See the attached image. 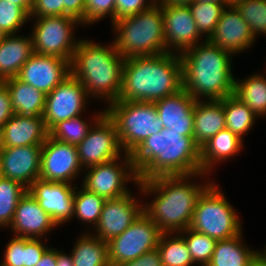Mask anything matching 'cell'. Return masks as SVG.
I'll return each mask as SVG.
<instances>
[{"label":"cell","instance_id":"obj_34","mask_svg":"<svg viewBox=\"0 0 266 266\" xmlns=\"http://www.w3.org/2000/svg\"><path fill=\"white\" fill-rule=\"evenodd\" d=\"M105 200L104 197L88 191L83 186L78 188L76 185L73 218L76 217L82 225L85 224L88 232L89 226L87 225L91 224V227L95 228L98 224Z\"/></svg>","mask_w":266,"mask_h":266},{"label":"cell","instance_id":"obj_42","mask_svg":"<svg viewBox=\"0 0 266 266\" xmlns=\"http://www.w3.org/2000/svg\"><path fill=\"white\" fill-rule=\"evenodd\" d=\"M156 4V0H115V21L136 15Z\"/></svg>","mask_w":266,"mask_h":266},{"label":"cell","instance_id":"obj_37","mask_svg":"<svg viewBox=\"0 0 266 266\" xmlns=\"http://www.w3.org/2000/svg\"><path fill=\"white\" fill-rule=\"evenodd\" d=\"M225 7L224 3H205L196 0L189 5L199 33L204 37L206 35L204 40H208L213 34Z\"/></svg>","mask_w":266,"mask_h":266},{"label":"cell","instance_id":"obj_43","mask_svg":"<svg viewBox=\"0 0 266 266\" xmlns=\"http://www.w3.org/2000/svg\"><path fill=\"white\" fill-rule=\"evenodd\" d=\"M30 20L39 17L61 16V0H34Z\"/></svg>","mask_w":266,"mask_h":266},{"label":"cell","instance_id":"obj_29","mask_svg":"<svg viewBox=\"0 0 266 266\" xmlns=\"http://www.w3.org/2000/svg\"><path fill=\"white\" fill-rule=\"evenodd\" d=\"M41 239L14 236L5 246L0 266H35L50 247Z\"/></svg>","mask_w":266,"mask_h":266},{"label":"cell","instance_id":"obj_39","mask_svg":"<svg viewBox=\"0 0 266 266\" xmlns=\"http://www.w3.org/2000/svg\"><path fill=\"white\" fill-rule=\"evenodd\" d=\"M235 7L248 23L255 40L260 34L266 35V0H245Z\"/></svg>","mask_w":266,"mask_h":266},{"label":"cell","instance_id":"obj_18","mask_svg":"<svg viewBox=\"0 0 266 266\" xmlns=\"http://www.w3.org/2000/svg\"><path fill=\"white\" fill-rule=\"evenodd\" d=\"M42 145L0 147V176L27 189L39 179Z\"/></svg>","mask_w":266,"mask_h":266},{"label":"cell","instance_id":"obj_8","mask_svg":"<svg viewBox=\"0 0 266 266\" xmlns=\"http://www.w3.org/2000/svg\"><path fill=\"white\" fill-rule=\"evenodd\" d=\"M238 215L218 184L213 182L198 199L189 228L215 240L229 239L243 233Z\"/></svg>","mask_w":266,"mask_h":266},{"label":"cell","instance_id":"obj_3","mask_svg":"<svg viewBox=\"0 0 266 266\" xmlns=\"http://www.w3.org/2000/svg\"><path fill=\"white\" fill-rule=\"evenodd\" d=\"M180 56L182 88L196 101L222 100L234 94L232 53L203 40Z\"/></svg>","mask_w":266,"mask_h":266},{"label":"cell","instance_id":"obj_26","mask_svg":"<svg viewBox=\"0 0 266 266\" xmlns=\"http://www.w3.org/2000/svg\"><path fill=\"white\" fill-rule=\"evenodd\" d=\"M225 128V111L220 100L195 102L193 136L199 147Z\"/></svg>","mask_w":266,"mask_h":266},{"label":"cell","instance_id":"obj_14","mask_svg":"<svg viewBox=\"0 0 266 266\" xmlns=\"http://www.w3.org/2000/svg\"><path fill=\"white\" fill-rule=\"evenodd\" d=\"M82 170L76 145L47 137L41 148L39 179L73 184Z\"/></svg>","mask_w":266,"mask_h":266},{"label":"cell","instance_id":"obj_20","mask_svg":"<svg viewBox=\"0 0 266 266\" xmlns=\"http://www.w3.org/2000/svg\"><path fill=\"white\" fill-rule=\"evenodd\" d=\"M208 41L235 56L250 49L256 40L236 7L226 6Z\"/></svg>","mask_w":266,"mask_h":266},{"label":"cell","instance_id":"obj_51","mask_svg":"<svg viewBox=\"0 0 266 266\" xmlns=\"http://www.w3.org/2000/svg\"><path fill=\"white\" fill-rule=\"evenodd\" d=\"M250 266H266V254L261 250L252 260Z\"/></svg>","mask_w":266,"mask_h":266},{"label":"cell","instance_id":"obj_54","mask_svg":"<svg viewBox=\"0 0 266 266\" xmlns=\"http://www.w3.org/2000/svg\"><path fill=\"white\" fill-rule=\"evenodd\" d=\"M6 33H4L1 29H0V43L2 42V40L6 37Z\"/></svg>","mask_w":266,"mask_h":266},{"label":"cell","instance_id":"obj_23","mask_svg":"<svg viewBox=\"0 0 266 266\" xmlns=\"http://www.w3.org/2000/svg\"><path fill=\"white\" fill-rule=\"evenodd\" d=\"M48 136L42 116L14 114L0 130V147L43 145Z\"/></svg>","mask_w":266,"mask_h":266},{"label":"cell","instance_id":"obj_16","mask_svg":"<svg viewBox=\"0 0 266 266\" xmlns=\"http://www.w3.org/2000/svg\"><path fill=\"white\" fill-rule=\"evenodd\" d=\"M162 13L166 52L181 54L202 42L189 6L165 5Z\"/></svg>","mask_w":266,"mask_h":266},{"label":"cell","instance_id":"obj_9","mask_svg":"<svg viewBox=\"0 0 266 266\" xmlns=\"http://www.w3.org/2000/svg\"><path fill=\"white\" fill-rule=\"evenodd\" d=\"M34 20L35 24L30 34L33 51L71 62L79 41L74 35V30L82 24L69 15L39 17Z\"/></svg>","mask_w":266,"mask_h":266},{"label":"cell","instance_id":"obj_55","mask_svg":"<svg viewBox=\"0 0 266 266\" xmlns=\"http://www.w3.org/2000/svg\"><path fill=\"white\" fill-rule=\"evenodd\" d=\"M265 254H266V246H265V248H263V250H262Z\"/></svg>","mask_w":266,"mask_h":266},{"label":"cell","instance_id":"obj_7","mask_svg":"<svg viewBox=\"0 0 266 266\" xmlns=\"http://www.w3.org/2000/svg\"><path fill=\"white\" fill-rule=\"evenodd\" d=\"M104 111L114 122L120 146L127 154L163 128L154 102L114 101Z\"/></svg>","mask_w":266,"mask_h":266},{"label":"cell","instance_id":"obj_6","mask_svg":"<svg viewBox=\"0 0 266 266\" xmlns=\"http://www.w3.org/2000/svg\"><path fill=\"white\" fill-rule=\"evenodd\" d=\"M112 41L123 58L166 53L162 5L155 4L136 15L112 23Z\"/></svg>","mask_w":266,"mask_h":266},{"label":"cell","instance_id":"obj_49","mask_svg":"<svg viewBox=\"0 0 266 266\" xmlns=\"http://www.w3.org/2000/svg\"><path fill=\"white\" fill-rule=\"evenodd\" d=\"M57 266H73L72 257L64 251L58 250V263Z\"/></svg>","mask_w":266,"mask_h":266},{"label":"cell","instance_id":"obj_53","mask_svg":"<svg viewBox=\"0 0 266 266\" xmlns=\"http://www.w3.org/2000/svg\"><path fill=\"white\" fill-rule=\"evenodd\" d=\"M196 1H202L205 3L212 2V3H224V0H196Z\"/></svg>","mask_w":266,"mask_h":266},{"label":"cell","instance_id":"obj_31","mask_svg":"<svg viewBox=\"0 0 266 266\" xmlns=\"http://www.w3.org/2000/svg\"><path fill=\"white\" fill-rule=\"evenodd\" d=\"M234 95L258 118L266 116V75L253 73L243 80L235 78Z\"/></svg>","mask_w":266,"mask_h":266},{"label":"cell","instance_id":"obj_47","mask_svg":"<svg viewBox=\"0 0 266 266\" xmlns=\"http://www.w3.org/2000/svg\"><path fill=\"white\" fill-rule=\"evenodd\" d=\"M58 249L49 247L35 266H57Z\"/></svg>","mask_w":266,"mask_h":266},{"label":"cell","instance_id":"obj_33","mask_svg":"<svg viewBox=\"0 0 266 266\" xmlns=\"http://www.w3.org/2000/svg\"><path fill=\"white\" fill-rule=\"evenodd\" d=\"M163 266H193L185 239L179 233H162L157 246Z\"/></svg>","mask_w":266,"mask_h":266},{"label":"cell","instance_id":"obj_13","mask_svg":"<svg viewBox=\"0 0 266 266\" xmlns=\"http://www.w3.org/2000/svg\"><path fill=\"white\" fill-rule=\"evenodd\" d=\"M90 97L84 86L72 75L45 97L43 120L50 131L57 123L82 116Z\"/></svg>","mask_w":266,"mask_h":266},{"label":"cell","instance_id":"obj_46","mask_svg":"<svg viewBox=\"0 0 266 266\" xmlns=\"http://www.w3.org/2000/svg\"><path fill=\"white\" fill-rule=\"evenodd\" d=\"M112 266H163L158 249L146 252L135 260Z\"/></svg>","mask_w":266,"mask_h":266},{"label":"cell","instance_id":"obj_12","mask_svg":"<svg viewBox=\"0 0 266 266\" xmlns=\"http://www.w3.org/2000/svg\"><path fill=\"white\" fill-rule=\"evenodd\" d=\"M77 151L83 170L117 159L125 153L116 126L106 113L92 125L87 136L77 145Z\"/></svg>","mask_w":266,"mask_h":266},{"label":"cell","instance_id":"obj_40","mask_svg":"<svg viewBox=\"0 0 266 266\" xmlns=\"http://www.w3.org/2000/svg\"><path fill=\"white\" fill-rule=\"evenodd\" d=\"M28 21L31 22L30 16L21 6L0 0V29L4 33L17 34Z\"/></svg>","mask_w":266,"mask_h":266},{"label":"cell","instance_id":"obj_17","mask_svg":"<svg viewBox=\"0 0 266 266\" xmlns=\"http://www.w3.org/2000/svg\"><path fill=\"white\" fill-rule=\"evenodd\" d=\"M76 185L36 179L28 192L38 201L57 226L69 222L74 215V194ZM62 224V225H61Z\"/></svg>","mask_w":266,"mask_h":266},{"label":"cell","instance_id":"obj_15","mask_svg":"<svg viewBox=\"0 0 266 266\" xmlns=\"http://www.w3.org/2000/svg\"><path fill=\"white\" fill-rule=\"evenodd\" d=\"M138 200L131 192L120 198L106 199L92 234L104 242L121 235L144 212V200Z\"/></svg>","mask_w":266,"mask_h":266},{"label":"cell","instance_id":"obj_44","mask_svg":"<svg viewBox=\"0 0 266 266\" xmlns=\"http://www.w3.org/2000/svg\"><path fill=\"white\" fill-rule=\"evenodd\" d=\"M86 0H61V16L69 15L85 26Z\"/></svg>","mask_w":266,"mask_h":266},{"label":"cell","instance_id":"obj_30","mask_svg":"<svg viewBox=\"0 0 266 266\" xmlns=\"http://www.w3.org/2000/svg\"><path fill=\"white\" fill-rule=\"evenodd\" d=\"M75 242L70 253L73 266H111L107 242L90 231L81 233Z\"/></svg>","mask_w":266,"mask_h":266},{"label":"cell","instance_id":"obj_32","mask_svg":"<svg viewBox=\"0 0 266 266\" xmlns=\"http://www.w3.org/2000/svg\"><path fill=\"white\" fill-rule=\"evenodd\" d=\"M225 111V127L244 140L256 119V114L234 94L220 100Z\"/></svg>","mask_w":266,"mask_h":266},{"label":"cell","instance_id":"obj_22","mask_svg":"<svg viewBox=\"0 0 266 266\" xmlns=\"http://www.w3.org/2000/svg\"><path fill=\"white\" fill-rule=\"evenodd\" d=\"M195 102L183 88L173 95L155 101L163 128L181 132L184 136H193Z\"/></svg>","mask_w":266,"mask_h":266},{"label":"cell","instance_id":"obj_25","mask_svg":"<svg viewBox=\"0 0 266 266\" xmlns=\"http://www.w3.org/2000/svg\"><path fill=\"white\" fill-rule=\"evenodd\" d=\"M33 53L31 35H6L0 43V82L17 77Z\"/></svg>","mask_w":266,"mask_h":266},{"label":"cell","instance_id":"obj_1","mask_svg":"<svg viewBox=\"0 0 266 266\" xmlns=\"http://www.w3.org/2000/svg\"><path fill=\"white\" fill-rule=\"evenodd\" d=\"M206 173L163 175L139 181V193L153 200L144 202V213L158 225L162 233H179L190 227L193 212L202 193L213 183H194V178L205 179ZM192 179V181L190 180Z\"/></svg>","mask_w":266,"mask_h":266},{"label":"cell","instance_id":"obj_28","mask_svg":"<svg viewBox=\"0 0 266 266\" xmlns=\"http://www.w3.org/2000/svg\"><path fill=\"white\" fill-rule=\"evenodd\" d=\"M242 233L225 240H217L212 259L207 266H250L259 251L243 243Z\"/></svg>","mask_w":266,"mask_h":266},{"label":"cell","instance_id":"obj_45","mask_svg":"<svg viewBox=\"0 0 266 266\" xmlns=\"http://www.w3.org/2000/svg\"><path fill=\"white\" fill-rule=\"evenodd\" d=\"M10 92L3 82H0V130L14 115Z\"/></svg>","mask_w":266,"mask_h":266},{"label":"cell","instance_id":"obj_2","mask_svg":"<svg viewBox=\"0 0 266 266\" xmlns=\"http://www.w3.org/2000/svg\"><path fill=\"white\" fill-rule=\"evenodd\" d=\"M131 157L139 181L201 172L200 147L194 136H184L166 128L148 137Z\"/></svg>","mask_w":266,"mask_h":266},{"label":"cell","instance_id":"obj_50","mask_svg":"<svg viewBox=\"0 0 266 266\" xmlns=\"http://www.w3.org/2000/svg\"><path fill=\"white\" fill-rule=\"evenodd\" d=\"M18 6H21L28 14H30L34 0H8Z\"/></svg>","mask_w":266,"mask_h":266},{"label":"cell","instance_id":"obj_27","mask_svg":"<svg viewBox=\"0 0 266 266\" xmlns=\"http://www.w3.org/2000/svg\"><path fill=\"white\" fill-rule=\"evenodd\" d=\"M10 92L12 108L15 114L26 116H42L45 109L46 95L13 77L3 81Z\"/></svg>","mask_w":266,"mask_h":266},{"label":"cell","instance_id":"obj_36","mask_svg":"<svg viewBox=\"0 0 266 266\" xmlns=\"http://www.w3.org/2000/svg\"><path fill=\"white\" fill-rule=\"evenodd\" d=\"M27 191L21 183L0 176V227L10 226L16 206Z\"/></svg>","mask_w":266,"mask_h":266},{"label":"cell","instance_id":"obj_41","mask_svg":"<svg viewBox=\"0 0 266 266\" xmlns=\"http://www.w3.org/2000/svg\"><path fill=\"white\" fill-rule=\"evenodd\" d=\"M111 17V23L115 22V0H86L85 26Z\"/></svg>","mask_w":266,"mask_h":266},{"label":"cell","instance_id":"obj_10","mask_svg":"<svg viewBox=\"0 0 266 266\" xmlns=\"http://www.w3.org/2000/svg\"><path fill=\"white\" fill-rule=\"evenodd\" d=\"M123 155L124 157L85 169L81 186L105 199H116L130 193V189L126 187L127 183L131 181L137 186L139 180L131 154L123 153Z\"/></svg>","mask_w":266,"mask_h":266},{"label":"cell","instance_id":"obj_21","mask_svg":"<svg viewBox=\"0 0 266 266\" xmlns=\"http://www.w3.org/2000/svg\"><path fill=\"white\" fill-rule=\"evenodd\" d=\"M10 229L14 236L42 239L49 231L57 228L51 216L39 205L38 201L27 191L19 200Z\"/></svg>","mask_w":266,"mask_h":266},{"label":"cell","instance_id":"obj_38","mask_svg":"<svg viewBox=\"0 0 266 266\" xmlns=\"http://www.w3.org/2000/svg\"><path fill=\"white\" fill-rule=\"evenodd\" d=\"M179 234L185 239L193 263L198 266H207L212 259L217 240L189 227Z\"/></svg>","mask_w":266,"mask_h":266},{"label":"cell","instance_id":"obj_48","mask_svg":"<svg viewBox=\"0 0 266 266\" xmlns=\"http://www.w3.org/2000/svg\"><path fill=\"white\" fill-rule=\"evenodd\" d=\"M195 0H156V4L165 5H176V6H189Z\"/></svg>","mask_w":266,"mask_h":266},{"label":"cell","instance_id":"obj_35","mask_svg":"<svg viewBox=\"0 0 266 266\" xmlns=\"http://www.w3.org/2000/svg\"><path fill=\"white\" fill-rule=\"evenodd\" d=\"M104 113L105 111H101L97 112L95 115L93 114L91 117L92 121H86L83 119V117L81 118V116L61 121L49 131V136L61 142L77 146L87 136V133L92 125Z\"/></svg>","mask_w":266,"mask_h":266},{"label":"cell","instance_id":"obj_4","mask_svg":"<svg viewBox=\"0 0 266 266\" xmlns=\"http://www.w3.org/2000/svg\"><path fill=\"white\" fill-rule=\"evenodd\" d=\"M182 89V62L177 53L125 58L117 101L155 102Z\"/></svg>","mask_w":266,"mask_h":266},{"label":"cell","instance_id":"obj_52","mask_svg":"<svg viewBox=\"0 0 266 266\" xmlns=\"http://www.w3.org/2000/svg\"><path fill=\"white\" fill-rule=\"evenodd\" d=\"M245 0H224L226 6H236L239 3H242Z\"/></svg>","mask_w":266,"mask_h":266},{"label":"cell","instance_id":"obj_11","mask_svg":"<svg viewBox=\"0 0 266 266\" xmlns=\"http://www.w3.org/2000/svg\"><path fill=\"white\" fill-rule=\"evenodd\" d=\"M162 232L144 212L108 243L110 265L130 262L157 248Z\"/></svg>","mask_w":266,"mask_h":266},{"label":"cell","instance_id":"obj_24","mask_svg":"<svg viewBox=\"0 0 266 266\" xmlns=\"http://www.w3.org/2000/svg\"><path fill=\"white\" fill-rule=\"evenodd\" d=\"M244 140L225 128L200 147L201 172L209 175L216 164L241 152Z\"/></svg>","mask_w":266,"mask_h":266},{"label":"cell","instance_id":"obj_19","mask_svg":"<svg viewBox=\"0 0 266 266\" xmlns=\"http://www.w3.org/2000/svg\"><path fill=\"white\" fill-rule=\"evenodd\" d=\"M69 75L70 61L34 52L22 66L17 78L46 95Z\"/></svg>","mask_w":266,"mask_h":266},{"label":"cell","instance_id":"obj_5","mask_svg":"<svg viewBox=\"0 0 266 266\" xmlns=\"http://www.w3.org/2000/svg\"><path fill=\"white\" fill-rule=\"evenodd\" d=\"M124 63L125 58L116 50L113 41L102 46L92 40L79 38L70 70L89 97L102 98L109 104L119 98Z\"/></svg>","mask_w":266,"mask_h":266}]
</instances>
